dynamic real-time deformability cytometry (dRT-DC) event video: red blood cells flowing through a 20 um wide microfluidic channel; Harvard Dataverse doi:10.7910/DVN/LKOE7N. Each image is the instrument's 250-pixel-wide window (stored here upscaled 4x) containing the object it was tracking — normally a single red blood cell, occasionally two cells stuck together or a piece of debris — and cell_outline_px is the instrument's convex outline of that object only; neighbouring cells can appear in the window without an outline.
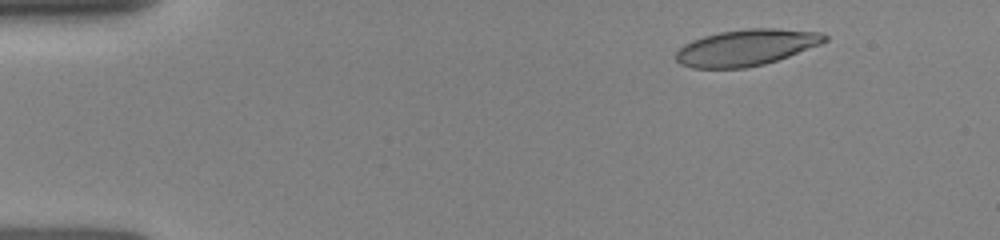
{"species": "human", "species_latin": "Homo sapiens", "temperature_condition": "room temperature", "stored_images_in_passage": 6, "camera_frame_rate_fps": 3000, "um_per_image_px": 0.085, "donor": {"sex": "female"}, "frame": {"image": 1, "passage_image": 2, "time_ms": 1.0, "image_size_px": [1000, 240], "cell_outline_px": [[828, 40], [820, 44], [788, 56], [764, 64], [744, 68], [692, 68], [680, 64], [676, 60], [676, 52], [684, 44], [692, 40], [704, 36], [720, 32], [748, 28], [776, 28], [820, 32], [828, 36]], "centroid_in_image_um": [63.42, 4.04], "position_along_channel_um": 21.6, "area_um2": 31.33}}
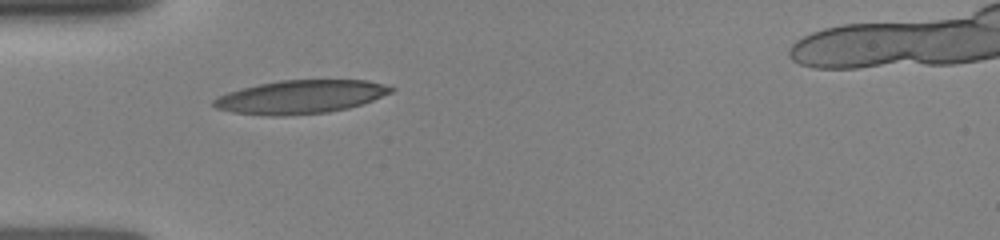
{"frame": {"image": 2, "passage_image": 5, "time_ms": 4.0, "image_size_px": [1000, 240], "cell_outline_px": [[396, 88], [392, 92], [372, 100], [348, 108], [328, 112], [284, 116], [272, 116], [232, 112], [216, 108], [212, 104], [212, 100], [216, 96], [240, 88], [280, 80], [368, 80]], "centroid_in_image_um": [25.51, 8.23], "position_along_channel_um": 59.5, "area_um2": 34.51}}
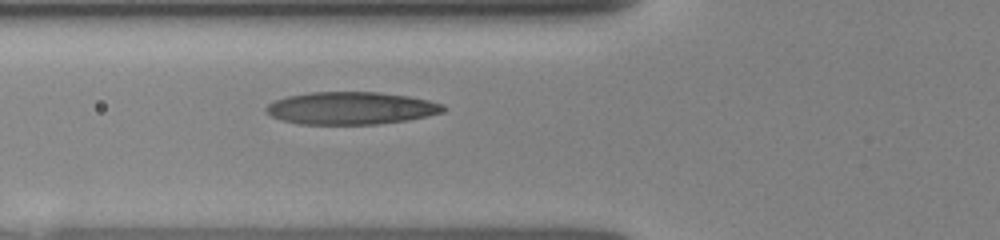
{"frame": {"image": 3, "passage_image": 6, "time_ms": 5.0, "image_size_px": [1000, 240], "cell_outline_px": [[448, 108], [444, 112], [428, 116], [408, 120], [376, 124], [300, 124], [284, 120], [272, 116], [264, 108], [268, 104], [276, 100], [288, 96], [308, 92], [376, 92], [408, 96], [428, 100], [444, 104]], "centroid_in_image_um": [29.89, 9.19], "position_along_channel_um": 95.9, "area_um2": 33.52}}